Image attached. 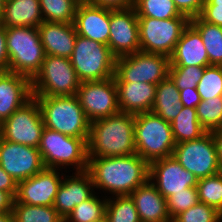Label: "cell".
Wrapping results in <instances>:
<instances>
[{"label":"cell","instance_id":"ffe728a7","mask_svg":"<svg viewBox=\"0 0 222 222\" xmlns=\"http://www.w3.org/2000/svg\"><path fill=\"white\" fill-rule=\"evenodd\" d=\"M32 97L31 80L6 71L0 77V124Z\"/></svg>","mask_w":222,"mask_h":222},{"label":"cell","instance_id":"7c38bea8","mask_svg":"<svg viewBox=\"0 0 222 222\" xmlns=\"http://www.w3.org/2000/svg\"><path fill=\"white\" fill-rule=\"evenodd\" d=\"M44 127L39 104L32 97L0 124V137L38 148Z\"/></svg>","mask_w":222,"mask_h":222},{"label":"cell","instance_id":"52a82bcc","mask_svg":"<svg viewBox=\"0 0 222 222\" xmlns=\"http://www.w3.org/2000/svg\"><path fill=\"white\" fill-rule=\"evenodd\" d=\"M71 64L80 82L114 77L116 57L108 45L77 35Z\"/></svg>","mask_w":222,"mask_h":222},{"label":"cell","instance_id":"5bb4252c","mask_svg":"<svg viewBox=\"0 0 222 222\" xmlns=\"http://www.w3.org/2000/svg\"><path fill=\"white\" fill-rule=\"evenodd\" d=\"M0 166L17 183L45 168L38 148L7 141L0 137Z\"/></svg>","mask_w":222,"mask_h":222},{"label":"cell","instance_id":"2e32d148","mask_svg":"<svg viewBox=\"0 0 222 222\" xmlns=\"http://www.w3.org/2000/svg\"><path fill=\"white\" fill-rule=\"evenodd\" d=\"M149 180L165 199L186 188L196 187L198 183L196 176L184 169L173 156L151 162Z\"/></svg>","mask_w":222,"mask_h":222},{"label":"cell","instance_id":"ee69618b","mask_svg":"<svg viewBox=\"0 0 222 222\" xmlns=\"http://www.w3.org/2000/svg\"><path fill=\"white\" fill-rule=\"evenodd\" d=\"M17 186V181L0 166V190L9 192L16 197Z\"/></svg>","mask_w":222,"mask_h":222},{"label":"cell","instance_id":"7a4b0ae2","mask_svg":"<svg viewBox=\"0 0 222 222\" xmlns=\"http://www.w3.org/2000/svg\"><path fill=\"white\" fill-rule=\"evenodd\" d=\"M135 114L118 112L90 123L88 157H119L136 153Z\"/></svg>","mask_w":222,"mask_h":222},{"label":"cell","instance_id":"c3c4849f","mask_svg":"<svg viewBox=\"0 0 222 222\" xmlns=\"http://www.w3.org/2000/svg\"><path fill=\"white\" fill-rule=\"evenodd\" d=\"M0 222H15L12 212H0Z\"/></svg>","mask_w":222,"mask_h":222},{"label":"cell","instance_id":"8d00e7d4","mask_svg":"<svg viewBox=\"0 0 222 222\" xmlns=\"http://www.w3.org/2000/svg\"><path fill=\"white\" fill-rule=\"evenodd\" d=\"M205 67L200 66H170L169 77L180 90L197 88Z\"/></svg>","mask_w":222,"mask_h":222},{"label":"cell","instance_id":"836d02e7","mask_svg":"<svg viewBox=\"0 0 222 222\" xmlns=\"http://www.w3.org/2000/svg\"><path fill=\"white\" fill-rule=\"evenodd\" d=\"M196 112L198 121L207 132L222 128V95L201 100Z\"/></svg>","mask_w":222,"mask_h":222},{"label":"cell","instance_id":"7dc6e473","mask_svg":"<svg viewBox=\"0 0 222 222\" xmlns=\"http://www.w3.org/2000/svg\"><path fill=\"white\" fill-rule=\"evenodd\" d=\"M214 136V141L217 148L218 161L222 170V128L217 129L212 132Z\"/></svg>","mask_w":222,"mask_h":222},{"label":"cell","instance_id":"7402d4cb","mask_svg":"<svg viewBox=\"0 0 222 222\" xmlns=\"http://www.w3.org/2000/svg\"><path fill=\"white\" fill-rule=\"evenodd\" d=\"M170 66H210L201 34L191 23L185 27L176 43L170 56Z\"/></svg>","mask_w":222,"mask_h":222},{"label":"cell","instance_id":"9a60e30c","mask_svg":"<svg viewBox=\"0 0 222 222\" xmlns=\"http://www.w3.org/2000/svg\"><path fill=\"white\" fill-rule=\"evenodd\" d=\"M108 46L117 58L140 51L138 16L134 7L110 9Z\"/></svg>","mask_w":222,"mask_h":222},{"label":"cell","instance_id":"74e56055","mask_svg":"<svg viewBox=\"0 0 222 222\" xmlns=\"http://www.w3.org/2000/svg\"><path fill=\"white\" fill-rule=\"evenodd\" d=\"M221 220L222 214L215 208L198 202L175 216L172 222H220Z\"/></svg>","mask_w":222,"mask_h":222},{"label":"cell","instance_id":"f5cc1de1","mask_svg":"<svg viewBox=\"0 0 222 222\" xmlns=\"http://www.w3.org/2000/svg\"><path fill=\"white\" fill-rule=\"evenodd\" d=\"M6 71H7V70L0 68V77H1Z\"/></svg>","mask_w":222,"mask_h":222},{"label":"cell","instance_id":"b9f144b4","mask_svg":"<svg viewBox=\"0 0 222 222\" xmlns=\"http://www.w3.org/2000/svg\"><path fill=\"white\" fill-rule=\"evenodd\" d=\"M180 102L185 107L196 108V106L201 102V97L198 94L197 88H186L179 91Z\"/></svg>","mask_w":222,"mask_h":222},{"label":"cell","instance_id":"9c48e42d","mask_svg":"<svg viewBox=\"0 0 222 222\" xmlns=\"http://www.w3.org/2000/svg\"><path fill=\"white\" fill-rule=\"evenodd\" d=\"M170 57L164 54L136 53L117 57L115 82H145L158 84L169 76Z\"/></svg>","mask_w":222,"mask_h":222},{"label":"cell","instance_id":"e575fe53","mask_svg":"<svg viewBox=\"0 0 222 222\" xmlns=\"http://www.w3.org/2000/svg\"><path fill=\"white\" fill-rule=\"evenodd\" d=\"M196 188L199 202L215 208L222 214V171L199 179Z\"/></svg>","mask_w":222,"mask_h":222},{"label":"cell","instance_id":"4dcf8cb0","mask_svg":"<svg viewBox=\"0 0 222 222\" xmlns=\"http://www.w3.org/2000/svg\"><path fill=\"white\" fill-rule=\"evenodd\" d=\"M43 21L73 23L76 0H39Z\"/></svg>","mask_w":222,"mask_h":222},{"label":"cell","instance_id":"681fc988","mask_svg":"<svg viewBox=\"0 0 222 222\" xmlns=\"http://www.w3.org/2000/svg\"><path fill=\"white\" fill-rule=\"evenodd\" d=\"M204 5H218V6H222V0H205Z\"/></svg>","mask_w":222,"mask_h":222},{"label":"cell","instance_id":"60d3db41","mask_svg":"<svg viewBox=\"0 0 222 222\" xmlns=\"http://www.w3.org/2000/svg\"><path fill=\"white\" fill-rule=\"evenodd\" d=\"M199 17L207 23L222 26V6L203 5Z\"/></svg>","mask_w":222,"mask_h":222},{"label":"cell","instance_id":"8fae6325","mask_svg":"<svg viewBox=\"0 0 222 222\" xmlns=\"http://www.w3.org/2000/svg\"><path fill=\"white\" fill-rule=\"evenodd\" d=\"M172 156L198 180L222 171L212 132H206L194 140L177 143Z\"/></svg>","mask_w":222,"mask_h":222},{"label":"cell","instance_id":"5b68a950","mask_svg":"<svg viewBox=\"0 0 222 222\" xmlns=\"http://www.w3.org/2000/svg\"><path fill=\"white\" fill-rule=\"evenodd\" d=\"M134 142L136 153L148 164L172 156L176 146L171 123L152 111L135 114Z\"/></svg>","mask_w":222,"mask_h":222},{"label":"cell","instance_id":"ba28073f","mask_svg":"<svg viewBox=\"0 0 222 222\" xmlns=\"http://www.w3.org/2000/svg\"><path fill=\"white\" fill-rule=\"evenodd\" d=\"M31 83L32 96H72L80 85L70 58L52 55H45L41 70Z\"/></svg>","mask_w":222,"mask_h":222},{"label":"cell","instance_id":"f35d334b","mask_svg":"<svg viewBox=\"0 0 222 222\" xmlns=\"http://www.w3.org/2000/svg\"><path fill=\"white\" fill-rule=\"evenodd\" d=\"M199 202L196 187H189L166 198L167 210L171 220L179 213L193 207Z\"/></svg>","mask_w":222,"mask_h":222},{"label":"cell","instance_id":"6da1fadb","mask_svg":"<svg viewBox=\"0 0 222 222\" xmlns=\"http://www.w3.org/2000/svg\"><path fill=\"white\" fill-rule=\"evenodd\" d=\"M95 188L115 196L130 195L149 179V164L137 153L119 157H88L86 170Z\"/></svg>","mask_w":222,"mask_h":222},{"label":"cell","instance_id":"f546056e","mask_svg":"<svg viewBox=\"0 0 222 222\" xmlns=\"http://www.w3.org/2000/svg\"><path fill=\"white\" fill-rule=\"evenodd\" d=\"M107 199L101 200L93 194L89 199L76 205L64 222H95L105 219Z\"/></svg>","mask_w":222,"mask_h":222},{"label":"cell","instance_id":"db71d44e","mask_svg":"<svg viewBox=\"0 0 222 222\" xmlns=\"http://www.w3.org/2000/svg\"><path fill=\"white\" fill-rule=\"evenodd\" d=\"M95 222H107V220L105 218V219H101V220H98V221H95Z\"/></svg>","mask_w":222,"mask_h":222},{"label":"cell","instance_id":"4316f807","mask_svg":"<svg viewBox=\"0 0 222 222\" xmlns=\"http://www.w3.org/2000/svg\"><path fill=\"white\" fill-rule=\"evenodd\" d=\"M171 127L176 144L200 138L207 132L198 121L196 108L185 106L171 122Z\"/></svg>","mask_w":222,"mask_h":222},{"label":"cell","instance_id":"44dd1931","mask_svg":"<svg viewBox=\"0 0 222 222\" xmlns=\"http://www.w3.org/2000/svg\"><path fill=\"white\" fill-rule=\"evenodd\" d=\"M38 31L45 55L72 56L77 37L74 23L43 21Z\"/></svg>","mask_w":222,"mask_h":222},{"label":"cell","instance_id":"603a6c76","mask_svg":"<svg viewBox=\"0 0 222 222\" xmlns=\"http://www.w3.org/2000/svg\"><path fill=\"white\" fill-rule=\"evenodd\" d=\"M141 222H172L166 199L151 180H147L131 194Z\"/></svg>","mask_w":222,"mask_h":222},{"label":"cell","instance_id":"30bf717a","mask_svg":"<svg viewBox=\"0 0 222 222\" xmlns=\"http://www.w3.org/2000/svg\"><path fill=\"white\" fill-rule=\"evenodd\" d=\"M189 23L188 17L169 19L138 17L140 51L170 57Z\"/></svg>","mask_w":222,"mask_h":222},{"label":"cell","instance_id":"f6af8a7d","mask_svg":"<svg viewBox=\"0 0 222 222\" xmlns=\"http://www.w3.org/2000/svg\"><path fill=\"white\" fill-rule=\"evenodd\" d=\"M9 58L6 48V27L0 24V68L8 71Z\"/></svg>","mask_w":222,"mask_h":222},{"label":"cell","instance_id":"277c9868","mask_svg":"<svg viewBox=\"0 0 222 222\" xmlns=\"http://www.w3.org/2000/svg\"><path fill=\"white\" fill-rule=\"evenodd\" d=\"M8 71L23 75L31 81L39 73L45 52L37 27H6Z\"/></svg>","mask_w":222,"mask_h":222},{"label":"cell","instance_id":"816d5d0a","mask_svg":"<svg viewBox=\"0 0 222 222\" xmlns=\"http://www.w3.org/2000/svg\"><path fill=\"white\" fill-rule=\"evenodd\" d=\"M78 3H90L91 0H76Z\"/></svg>","mask_w":222,"mask_h":222},{"label":"cell","instance_id":"d590c367","mask_svg":"<svg viewBox=\"0 0 222 222\" xmlns=\"http://www.w3.org/2000/svg\"><path fill=\"white\" fill-rule=\"evenodd\" d=\"M197 91L201 100L222 95V66L205 67L203 76L197 84Z\"/></svg>","mask_w":222,"mask_h":222},{"label":"cell","instance_id":"7bdbcfd3","mask_svg":"<svg viewBox=\"0 0 222 222\" xmlns=\"http://www.w3.org/2000/svg\"><path fill=\"white\" fill-rule=\"evenodd\" d=\"M90 4L104 8H109L112 10L127 9L133 7L134 0H91Z\"/></svg>","mask_w":222,"mask_h":222},{"label":"cell","instance_id":"3957f363","mask_svg":"<svg viewBox=\"0 0 222 222\" xmlns=\"http://www.w3.org/2000/svg\"><path fill=\"white\" fill-rule=\"evenodd\" d=\"M33 97L39 104L45 127L71 137L89 138L90 122L76 95Z\"/></svg>","mask_w":222,"mask_h":222},{"label":"cell","instance_id":"ab89813d","mask_svg":"<svg viewBox=\"0 0 222 222\" xmlns=\"http://www.w3.org/2000/svg\"><path fill=\"white\" fill-rule=\"evenodd\" d=\"M176 8L189 19L200 15L205 0H173Z\"/></svg>","mask_w":222,"mask_h":222},{"label":"cell","instance_id":"ac0fdd59","mask_svg":"<svg viewBox=\"0 0 222 222\" xmlns=\"http://www.w3.org/2000/svg\"><path fill=\"white\" fill-rule=\"evenodd\" d=\"M110 9L90 3H78L74 26L77 35L108 45Z\"/></svg>","mask_w":222,"mask_h":222},{"label":"cell","instance_id":"f907efd6","mask_svg":"<svg viewBox=\"0 0 222 222\" xmlns=\"http://www.w3.org/2000/svg\"><path fill=\"white\" fill-rule=\"evenodd\" d=\"M5 3H6V0H0V19H1L2 15H3Z\"/></svg>","mask_w":222,"mask_h":222},{"label":"cell","instance_id":"1f68e13d","mask_svg":"<svg viewBox=\"0 0 222 222\" xmlns=\"http://www.w3.org/2000/svg\"><path fill=\"white\" fill-rule=\"evenodd\" d=\"M133 7L138 17L156 19L187 17L179 12L173 0H134Z\"/></svg>","mask_w":222,"mask_h":222},{"label":"cell","instance_id":"e0dca14e","mask_svg":"<svg viewBox=\"0 0 222 222\" xmlns=\"http://www.w3.org/2000/svg\"><path fill=\"white\" fill-rule=\"evenodd\" d=\"M57 170L45 167L36 175L18 182L15 201L36 206H53L62 183Z\"/></svg>","mask_w":222,"mask_h":222},{"label":"cell","instance_id":"4fadbf2b","mask_svg":"<svg viewBox=\"0 0 222 222\" xmlns=\"http://www.w3.org/2000/svg\"><path fill=\"white\" fill-rule=\"evenodd\" d=\"M76 96L90 123L120 112L114 77L80 82Z\"/></svg>","mask_w":222,"mask_h":222},{"label":"cell","instance_id":"f1b7e54d","mask_svg":"<svg viewBox=\"0 0 222 222\" xmlns=\"http://www.w3.org/2000/svg\"><path fill=\"white\" fill-rule=\"evenodd\" d=\"M12 213L15 222H64L53 206H36L14 201Z\"/></svg>","mask_w":222,"mask_h":222},{"label":"cell","instance_id":"bcb514c9","mask_svg":"<svg viewBox=\"0 0 222 222\" xmlns=\"http://www.w3.org/2000/svg\"><path fill=\"white\" fill-rule=\"evenodd\" d=\"M15 197L6 191L0 190V212H12Z\"/></svg>","mask_w":222,"mask_h":222},{"label":"cell","instance_id":"8992f818","mask_svg":"<svg viewBox=\"0 0 222 222\" xmlns=\"http://www.w3.org/2000/svg\"><path fill=\"white\" fill-rule=\"evenodd\" d=\"M89 138H76L44 127L38 150L44 166L58 169L76 166V172L87 170Z\"/></svg>","mask_w":222,"mask_h":222},{"label":"cell","instance_id":"d6a6232c","mask_svg":"<svg viewBox=\"0 0 222 222\" xmlns=\"http://www.w3.org/2000/svg\"><path fill=\"white\" fill-rule=\"evenodd\" d=\"M107 222H141L135 203L130 195L107 199Z\"/></svg>","mask_w":222,"mask_h":222},{"label":"cell","instance_id":"83f0119b","mask_svg":"<svg viewBox=\"0 0 222 222\" xmlns=\"http://www.w3.org/2000/svg\"><path fill=\"white\" fill-rule=\"evenodd\" d=\"M190 23L201 34L209 57V64L222 66V26L207 23L199 16L191 18Z\"/></svg>","mask_w":222,"mask_h":222},{"label":"cell","instance_id":"d4e9b609","mask_svg":"<svg viewBox=\"0 0 222 222\" xmlns=\"http://www.w3.org/2000/svg\"><path fill=\"white\" fill-rule=\"evenodd\" d=\"M43 22L39 0H6L0 24L5 27H39Z\"/></svg>","mask_w":222,"mask_h":222},{"label":"cell","instance_id":"cb8c5ba5","mask_svg":"<svg viewBox=\"0 0 222 222\" xmlns=\"http://www.w3.org/2000/svg\"><path fill=\"white\" fill-rule=\"evenodd\" d=\"M121 112H149L155 101L156 84L145 82H115Z\"/></svg>","mask_w":222,"mask_h":222},{"label":"cell","instance_id":"484cf974","mask_svg":"<svg viewBox=\"0 0 222 222\" xmlns=\"http://www.w3.org/2000/svg\"><path fill=\"white\" fill-rule=\"evenodd\" d=\"M184 105L180 102L179 89L168 76L156 87L155 101L151 111L171 123Z\"/></svg>","mask_w":222,"mask_h":222},{"label":"cell","instance_id":"d6986e66","mask_svg":"<svg viewBox=\"0 0 222 222\" xmlns=\"http://www.w3.org/2000/svg\"><path fill=\"white\" fill-rule=\"evenodd\" d=\"M62 178L53 207L65 219L74 207L93 195L94 184L87 171ZM70 177V178H69ZM72 177V178H71Z\"/></svg>","mask_w":222,"mask_h":222}]
</instances>
